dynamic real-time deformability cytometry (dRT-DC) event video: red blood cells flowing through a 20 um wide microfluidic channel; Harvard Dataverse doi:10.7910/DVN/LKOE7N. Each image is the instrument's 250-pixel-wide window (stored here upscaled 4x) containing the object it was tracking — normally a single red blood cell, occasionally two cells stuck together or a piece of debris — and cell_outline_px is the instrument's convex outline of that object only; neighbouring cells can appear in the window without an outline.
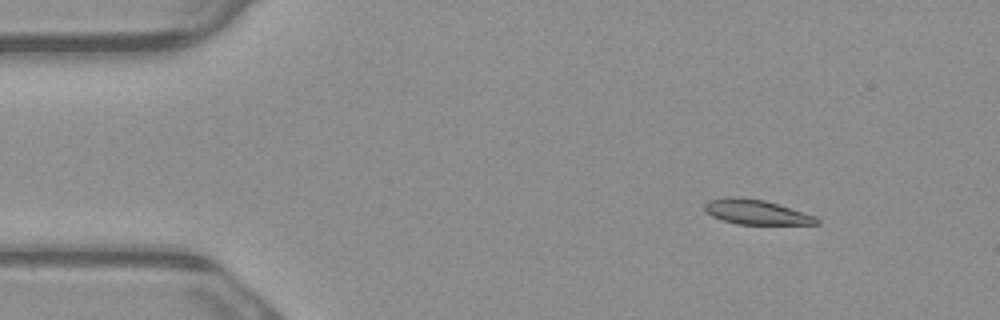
{"species": "common noctule bat (a hibernating species)", "species_latin": "Nyctalus noctula", "temperature_condition": "warm", "stored_images_in_passage": 5, "camera_frame_rate_fps": 3000, "um_per_image_px": 0.085, "animal": {"sex": "male", "body_mass_g": 23.1, "forearm_length_mm": 52.7}, "frame": {"image": 1, "passage_image": 1, "time_ms": 0.0, "image_size_px": [1000, 320], "cell_outline_px": [[820, 224], [736, 224], [712, 216], [704, 212], [704, 204], [708, 200], [724, 196], [740, 196], [764, 200], [816, 216], [820, 220]], "centroid_in_image_um": [64.23, 18.01], "position_along_channel_um": 20.8, "area_um2": 16.3}}
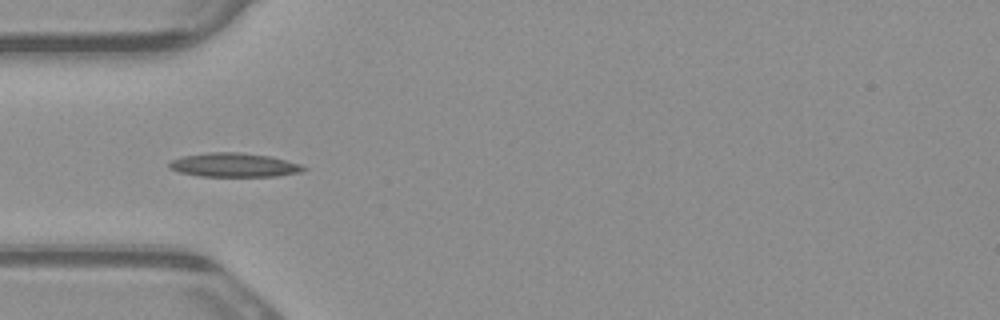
{"frame": {"image": 2, "passage_image": 4, "time_ms": 1.0, "image_size_px": [1000, 320], "cell_outline_px": [[308, 168], [304, 172], [276, 176], [200, 176], [180, 172], [168, 168], [168, 164], [172, 160], [184, 156], [208, 152], [240, 152], [272, 156], [300, 164]], "centroid_in_image_um": [19.94, 14.02], "position_along_channel_um": 65.1, "area_um2": 18.84}}
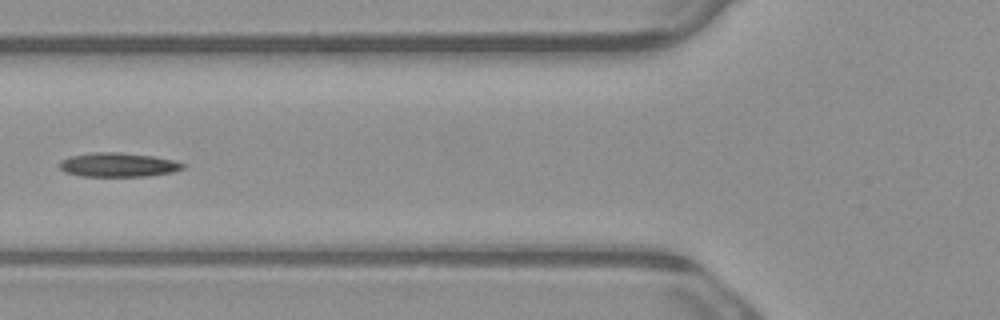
{"frame": {"image": 3, "passage_image": 5, "time_ms": 1.333, "image_size_px": [1000, 320], "cell_outline_px": [[184, 168], [172, 172], [148, 176], [84, 176], [64, 172], [56, 164], [60, 160], [68, 156], [92, 152], [120, 152], [152, 156], [172, 160], [184, 164]], "centroid_in_image_um": [9.96, 14.0], "position_along_channel_um": 115.8, "area_um2": 17.4}}